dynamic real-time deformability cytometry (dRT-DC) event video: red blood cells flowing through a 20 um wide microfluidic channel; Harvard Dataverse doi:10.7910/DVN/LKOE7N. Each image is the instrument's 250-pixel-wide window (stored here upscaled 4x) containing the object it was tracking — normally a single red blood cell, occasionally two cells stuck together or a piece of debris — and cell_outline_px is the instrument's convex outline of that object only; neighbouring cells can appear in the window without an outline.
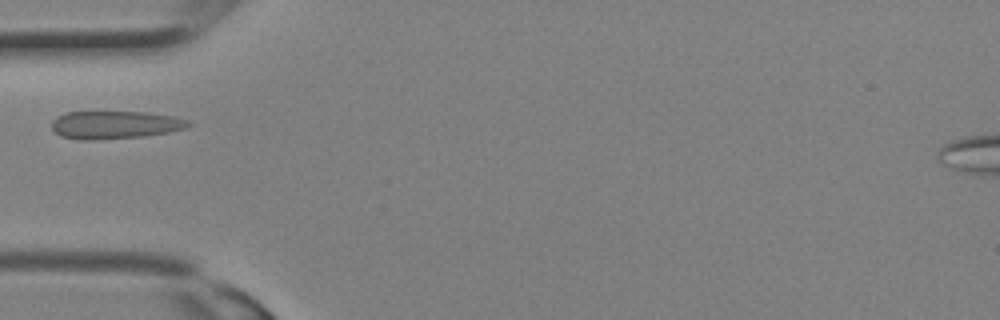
{"species": "Egyptian fruit bat (a non-hibernating species)", "species_latin": "Rousettus aegyptiacus", "temperature_condition": "room temperature", "stored_images_in_passage": 9, "camera_frame_rate_fps": 3000, "um_per_image_px": 0.085, "animal": {"sex": "female"}, "frame": {"image": 1, "passage_image": 6, "time_ms": 1.667, "image_size_px": [1000, 320], "cell_outline_px": [[192, 124], [184, 128], [168, 132], [144, 136], [92, 140], [80, 140], [60, 136], [52, 128], [52, 120], [56, 116], [64, 112], [144, 112], [176, 116], [188, 120]], "centroid_in_image_um": [9.75, 10.61], "position_along_channel_um": 75.2, "area_um2": 22.25}}
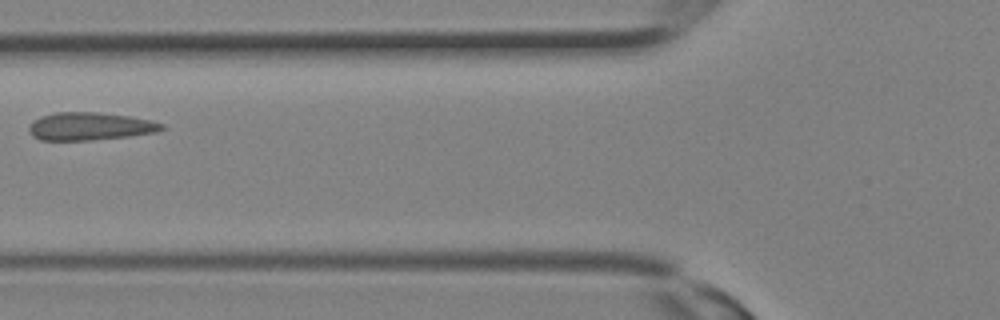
{"frame": {"image": 2, "passage_image": 8, "time_ms": 2.333, "image_size_px": [1000, 320], "cell_outline_px": [[164, 128], [156, 132], [128, 136], [92, 140], [40, 140], [32, 136], [28, 132], [28, 124], [32, 120], [40, 116], [56, 112], [100, 112], [128, 116], [152, 120], [164, 124]], "centroid_in_image_um": [7.59, 10.73], "position_along_channel_um": 118.2, "area_um2": 21.73}}